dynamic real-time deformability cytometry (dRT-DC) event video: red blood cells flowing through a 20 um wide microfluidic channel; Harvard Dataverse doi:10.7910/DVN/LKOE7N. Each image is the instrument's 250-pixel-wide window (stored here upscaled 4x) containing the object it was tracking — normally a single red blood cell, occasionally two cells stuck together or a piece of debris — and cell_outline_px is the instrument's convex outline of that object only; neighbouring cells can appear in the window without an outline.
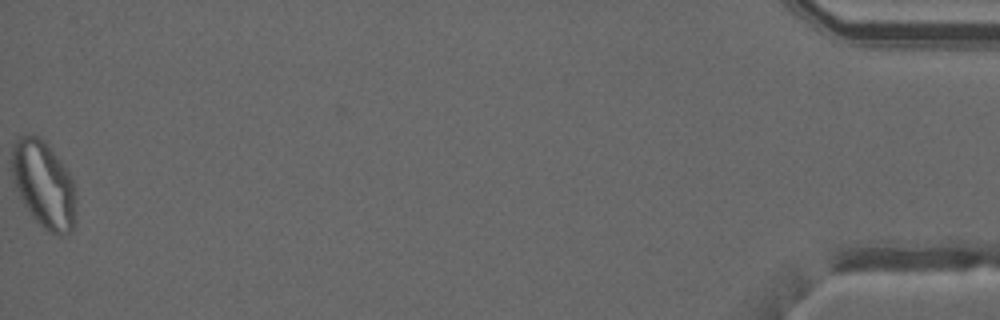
{"species": "common noctule bat (a hibernating species)", "species_latin": "Nyctalus noctula", "temperature_condition": "warm", "stored_images_in_passage": 50, "camera_frame_rate_fps": 3000, "um_per_image_px": 0.085, "animal": {"sex": "male", "forearm_length_mm": 52.5}, "frame": {"image": 1, "passage_image": 50, "time_ms": 16.333, "image_size_px": [1000, 320], "cell_outline_px": [[76, 224], [68, 232], [60, 236], [44, 228], [32, 216], [24, 204], [16, 188], [12, 176], [12, 144], [20, 136], [40, 136], [44, 140], [60, 160], [68, 172], [72, 180], [76, 212]], "centroid_in_image_um": [3.72, 15.68], "position_along_channel_um": 431.5, "area_um2": 32.08}}